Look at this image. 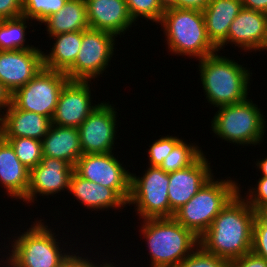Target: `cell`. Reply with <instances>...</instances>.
Listing matches in <instances>:
<instances>
[{
	"instance_id": "6da1fadb",
	"label": "cell",
	"mask_w": 267,
	"mask_h": 267,
	"mask_svg": "<svg viewBox=\"0 0 267 267\" xmlns=\"http://www.w3.org/2000/svg\"><path fill=\"white\" fill-rule=\"evenodd\" d=\"M241 190L215 217L199 238V245L208 253L228 261L252 251L255 210L246 202Z\"/></svg>"
},
{
	"instance_id": "7a4b0ae2",
	"label": "cell",
	"mask_w": 267,
	"mask_h": 267,
	"mask_svg": "<svg viewBox=\"0 0 267 267\" xmlns=\"http://www.w3.org/2000/svg\"><path fill=\"white\" fill-rule=\"evenodd\" d=\"M199 73L208 103L214 107L231 105L248 98L252 72L218 51L199 60Z\"/></svg>"
},
{
	"instance_id": "3957f363",
	"label": "cell",
	"mask_w": 267,
	"mask_h": 267,
	"mask_svg": "<svg viewBox=\"0 0 267 267\" xmlns=\"http://www.w3.org/2000/svg\"><path fill=\"white\" fill-rule=\"evenodd\" d=\"M142 222L140 229L148 245L151 267H176L199 246V238L174 218H148Z\"/></svg>"
},
{
	"instance_id": "277c9868",
	"label": "cell",
	"mask_w": 267,
	"mask_h": 267,
	"mask_svg": "<svg viewBox=\"0 0 267 267\" xmlns=\"http://www.w3.org/2000/svg\"><path fill=\"white\" fill-rule=\"evenodd\" d=\"M172 54L197 60L214 54L218 49L208 39L202 10L167 8L159 22Z\"/></svg>"
},
{
	"instance_id": "5b68a950",
	"label": "cell",
	"mask_w": 267,
	"mask_h": 267,
	"mask_svg": "<svg viewBox=\"0 0 267 267\" xmlns=\"http://www.w3.org/2000/svg\"><path fill=\"white\" fill-rule=\"evenodd\" d=\"M231 179L216 180L212 176L186 204L174 212L173 218L200 238L239 192L240 185Z\"/></svg>"
},
{
	"instance_id": "8992f818",
	"label": "cell",
	"mask_w": 267,
	"mask_h": 267,
	"mask_svg": "<svg viewBox=\"0 0 267 267\" xmlns=\"http://www.w3.org/2000/svg\"><path fill=\"white\" fill-rule=\"evenodd\" d=\"M211 128L217 138L242 146L260 145L266 132V119L251 99L217 107Z\"/></svg>"
},
{
	"instance_id": "52a82bcc",
	"label": "cell",
	"mask_w": 267,
	"mask_h": 267,
	"mask_svg": "<svg viewBox=\"0 0 267 267\" xmlns=\"http://www.w3.org/2000/svg\"><path fill=\"white\" fill-rule=\"evenodd\" d=\"M41 221L37 219L31 228L13 237L12 250H8L11 253L5 260L12 267H58L70 253L60 248L56 233Z\"/></svg>"
},
{
	"instance_id": "ba28073f",
	"label": "cell",
	"mask_w": 267,
	"mask_h": 267,
	"mask_svg": "<svg viewBox=\"0 0 267 267\" xmlns=\"http://www.w3.org/2000/svg\"><path fill=\"white\" fill-rule=\"evenodd\" d=\"M142 177L131 173L130 197L127 205L134 204L140 218H170L168 200L169 173L160 167L149 166Z\"/></svg>"
},
{
	"instance_id": "9c48e42d",
	"label": "cell",
	"mask_w": 267,
	"mask_h": 267,
	"mask_svg": "<svg viewBox=\"0 0 267 267\" xmlns=\"http://www.w3.org/2000/svg\"><path fill=\"white\" fill-rule=\"evenodd\" d=\"M68 81L65 72L43 68L12 94V104L17 109L38 113L52 120L60 92Z\"/></svg>"
},
{
	"instance_id": "30bf717a",
	"label": "cell",
	"mask_w": 267,
	"mask_h": 267,
	"mask_svg": "<svg viewBox=\"0 0 267 267\" xmlns=\"http://www.w3.org/2000/svg\"><path fill=\"white\" fill-rule=\"evenodd\" d=\"M116 36L101 30L82 31L75 63L65 72L71 81H91L103 74L114 55Z\"/></svg>"
},
{
	"instance_id": "8fae6325",
	"label": "cell",
	"mask_w": 267,
	"mask_h": 267,
	"mask_svg": "<svg viewBox=\"0 0 267 267\" xmlns=\"http://www.w3.org/2000/svg\"><path fill=\"white\" fill-rule=\"evenodd\" d=\"M112 153L82 154L74 171L83 179L113 189L127 203L130 197L131 172Z\"/></svg>"
},
{
	"instance_id": "7c38bea8",
	"label": "cell",
	"mask_w": 267,
	"mask_h": 267,
	"mask_svg": "<svg viewBox=\"0 0 267 267\" xmlns=\"http://www.w3.org/2000/svg\"><path fill=\"white\" fill-rule=\"evenodd\" d=\"M110 102L99 106L78 127L83 154L109 153L115 149L117 111Z\"/></svg>"
},
{
	"instance_id": "4fadbf2b",
	"label": "cell",
	"mask_w": 267,
	"mask_h": 267,
	"mask_svg": "<svg viewBox=\"0 0 267 267\" xmlns=\"http://www.w3.org/2000/svg\"><path fill=\"white\" fill-rule=\"evenodd\" d=\"M91 81L69 80L62 88L52 124L78 128L99 106L92 105Z\"/></svg>"
},
{
	"instance_id": "5bb4252c",
	"label": "cell",
	"mask_w": 267,
	"mask_h": 267,
	"mask_svg": "<svg viewBox=\"0 0 267 267\" xmlns=\"http://www.w3.org/2000/svg\"><path fill=\"white\" fill-rule=\"evenodd\" d=\"M43 53L38 47L0 51V81L12 94L43 69Z\"/></svg>"
},
{
	"instance_id": "9a60e30c",
	"label": "cell",
	"mask_w": 267,
	"mask_h": 267,
	"mask_svg": "<svg viewBox=\"0 0 267 267\" xmlns=\"http://www.w3.org/2000/svg\"><path fill=\"white\" fill-rule=\"evenodd\" d=\"M73 172L74 167L62 159L42 157L41 162L30 170L29 188L23 202L34 203L37 194L53 196L61 190H69Z\"/></svg>"
},
{
	"instance_id": "2e32d148",
	"label": "cell",
	"mask_w": 267,
	"mask_h": 267,
	"mask_svg": "<svg viewBox=\"0 0 267 267\" xmlns=\"http://www.w3.org/2000/svg\"><path fill=\"white\" fill-rule=\"evenodd\" d=\"M203 153L192 165L169 173L168 200L170 218L186 204L213 175L210 163Z\"/></svg>"
},
{
	"instance_id": "e0dca14e",
	"label": "cell",
	"mask_w": 267,
	"mask_h": 267,
	"mask_svg": "<svg viewBox=\"0 0 267 267\" xmlns=\"http://www.w3.org/2000/svg\"><path fill=\"white\" fill-rule=\"evenodd\" d=\"M250 51L267 50V14L242 8L230 24L227 44Z\"/></svg>"
},
{
	"instance_id": "ac0fdd59",
	"label": "cell",
	"mask_w": 267,
	"mask_h": 267,
	"mask_svg": "<svg viewBox=\"0 0 267 267\" xmlns=\"http://www.w3.org/2000/svg\"><path fill=\"white\" fill-rule=\"evenodd\" d=\"M90 29L109 32L118 37L129 31L132 23L125 0H85Z\"/></svg>"
},
{
	"instance_id": "d6986e66",
	"label": "cell",
	"mask_w": 267,
	"mask_h": 267,
	"mask_svg": "<svg viewBox=\"0 0 267 267\" xmlns=\"http://www.w3.org/2000/svg\"><path fill=\"white\" fill-rule=\"evenodd\" d=\"M2 112L0 135L3 138H31L42 140L52 125L44 115L17 109L11 104ZM5 113V114H4Z\"/></svg>"
},
{
	"instance_id": "ffe728a7",
	"label": "cell",
	"mask_w": 267,
	"mask_h": 267,
	"mask_svg": "<svg viewBox=\"0 0 267 267\" xmlns=\"http://www.w3.org/2000/svg\"><path fill=\"white\" fill-rule=\"evenodd\" d=\"M242 8L241 0H210L202 10L208 39L218 52L227 45L230 24Z\"/></svg>"
},
{
	"instance_id": "44dd1931",
	"label": "cell",
	"mask_w": 267,
	"mask_h": 267,
	"mask_svg": "<svg viewBox=\"0 0 267 267\" xmlns=\"http://www.w3.org/2000/svg\"><path fill=\"white\" fill-rule=\"evenodd\" d=\"M29 183L30 170L18 159L10 143L0 135V184L9 197L22 200Z\"/></svg>"
},
{
	"instance_id": "7402d4cb",
	"label": "cell",
	"mask_w": 267,
	"mask_h": 267,
	"mask_svg": "<svg viewBox=\"0 0 267 267\" xmlns=\"http://www.w3.org/2000/svg\"><path fill=\"white\" fill-rule=\"evenodd\" d=\"M41 142L43 157L62 159L73 167L83 154L76 127L52 124Z\"/></svg>"
},
{
	"instance_id": "603a6c76",
	"label": "cell",
	"mask_w": 267,
	"mask_h": 267,
	"mask_svg": "<svg viewBox=\"0 0 267 267\" xmlns=\"http://www.w3.org/2000/svg\"><path fill=\"white\" fill-rule=\"evenodd\" d=\"M73 194L87 209H122L127 203L111 188L83 179L73 172L68 193Z\"/></svg>"
},
{
	"instance_id": "cb8c5ba5",
	"label": "cell",
	"mask_w": 267,
	"mask_h": 267,
	"mask_svg": "<svg viewBox=\"0 0 267 267\" xmlns=\"http://www.w3.org/2000/svg\"><path fill=\"white\" fill-rule=\"evenodd\" d=\"M54 39L49 53H43V68L66 72L76 60L81 48L82 31L61 33L50 36Z\"/></svg>"
},
{
	"instance_id": "d4e9b609",
	"label": "cell",
	"mask_w": 267,
	"mask_h": 267,
	"mask_svg": "<svg viewBox=\"0 0 267 267\" xmlns=\"http://www.w3.org/2000/svg\"><path fill=\"white\" fill-rule=\"evenodd\" d=\"M42 23L46 24L49 36L89 29L85 0H68L63 8Z\"/></svg>"
},
{
	"instance_id": "484cf974",
	"label": "cell",
	"mask_w": 267,
	"mask_h": 267,
	"mask_svg": "<svg viewBox=\"0 0 267 267\" xmlns=\"http://www.w3.org/2000/svg\"><path fill=\"white\" fill-rule=\"evenodd\" d=\"M28 21L32 20L23 16L15 19L0 20V51L34 48L33 45L25 44L27 39L25 38V31L28 28Z\"/></svg>"
},
{
	"instance_id": "4316f807",
	"label": "cell",
	"mask_w": 267,
	"mask_h": 267,
	"mask_svg": "<svg viewBox=\"0 0 267 267\" xmlns=\"http://www.w3.org/2000/svg\"><path fill=\"white\" fill-rule=\"evenodd\" d=\"M193 144L181 140L163 160L160 168L166 173H171L192 165L203 154L200 147L196 143Z\"/></svg>"
},
{
	"instance_id": "83f0119b",
	"label": "cell",
	"mask_w": 267,
	"mask_h": 267,
	"mask_svg": "<svg viewBox=\"0 0 267 267\" xmlns=\"http://www.w3.org/2000/svg\"><path fill=\"white\" fill-rule=\"evenodd\" d=\"M13 147L16 156L29 170L36 167L43 157L41 140L19 137L4 138Z\"/></svg>"
},
{
	"instance_id": "f1b7e54d",
	"label": "cell",
	"mask_w": 267,
	"mask_h": 267,
	"mask_svg": "<svg viewBox=\"0 0 267 267\" xmlns=\"http://www.w3.org/2000/svg\"><path fill=\"white\" fill-rule=\"evenodd\" d=\"M68 0H22V16L39 24L65 6Z\"/></svg>"
},
{
	"instance_id": "f546056e",
	"label": "cell",
	"mask_w": 267,
	"mask_h": 267,
	"mask_svg": "<svg viewBox=\"0 0 267 267\" xmlns=\"http://www.w3.org/2000/svg\"><path fill=\"white\" fill-rule=\"evenodd\" d=\"M129 14L133 21L145 18L159 24L165 9L159 0H125Z\"/></svg>"
},
{
	"instance_id": "4dcf8cb0",
	"label": "cell",
	"mask_w": 267,
	"mask_h": 267,
	"mask_svg": "<svg viewBox=\"0 0 267 267\" xmlns=\"http://www.w3.org/2000/svg\"><path fill=\"white\" fill-rule=\"evenodd\" d=\"M176 267H230V261L206 252L200 245Z\"/></svg>"
},
{
	"instance_id": "1f68e13d",
	"label": "cell",
	"mask_w": 267,
	"mask_h": 267,
	"mask_svg": "<svg viewBox=\"0 0 267 267\" xmlns=\"http://www.w3.org/2000/svg\"><path fill=\"white\" fill-rule=\"evenodd\" d=\"M182 139L179 137L174 136H162L161 138L157 139L155 142L148 149V162L149 166L153 167H160L163 160L172 152L174 147L181 141Z\"/></svg>"
},
{
	"instance_id": "d6a6232c",
	"label": "cell",
	"mask_w": 267,
	"mask_h": 267,
	"mask_svg": "<svg viewBox=\"0 0 267 267\" xmlns=\"http://www.w3.org/2000/svg\"><path fill=\"white\" fill-rule=\"evenodd\" d=\"M252 252L267 260V223L257 216L253 223Z\"/></svg>"
},
{
	"instance_id": "836d02e7",
	"label": "cell",
	"mask_w": 267,
	"mask_h": 267,
	"mask_svg": "<svg viewBox=\"0 0 267 267\" xmlns=\"http://www.w3.org/2000/svg\"><path fill=\"white\" fill-rule=\"evenodd\" d=\"M255 188L250 187L247 191L246 202L256 211L261 205L267 203V177L262 176L257 181Z\"/></svg>"
},
{
	"instance_id": "e575fe53",
	"label": "cell",
	"mask_w": 267,
	"mask_h": 267,
	"mask_svg": "<svg viewBox=\"0 0 267 267\" xmlns=\"http://www.w3.org/2000/svg\"><path fill=\"white\" fill-rule=\"evenodd\" d=\"M22 16V0H0V20Z\"/></svg>"
},
{
	"instance_id": "d590c367",
	"label": "cell",
	"mask_w": 267,
	"mask_h": 267,
	"mask_svg": "<svg viewBox=\"0 0 267 267\" xmlns=\"http://www.w3.org/2000/svg\"><path fill=\"white\" fill-rule=\"evenodd\" d=\"M230 267H267V260L252 251L230 261Z\"/></svg>"
},
{
	"instance_id": "8d00e7d4",
	"label": "cell",
	"mask_w": 267,
	"mask_h": 267,
	"mask_svg": "<svg viewBox=\"0 0 267 267\" xmlns=\"http://www.w3.org/2000/svg\"><path fill=\"white\" fill-rule=\"evenodd\" d=\"M87 258V259H86ZM83 257L80 255L74 254V252L69 253L62 262L58 265V267H101L102 264L98 262V264L88 257ZM89 259V260H88ZM100 264V265H99Z\"/></svg>"
},
{
	"instance_id": "74e56055",
	"label": "cell",
	"mask_w": 267,
	"mask_h": 267,
	"mask_svg": "<svg viewBox=\"0 0 267 267\" xmlns=\"http://www.w3.org/2000/svg\"><path fill=\"white\" fill-rule=\"evenodd\" d=\"M210 0H177V8L203 10Z\"/></svg>"
},
{
	"instance_id": "f35d334b",
	"label": "cell",
	"mask_w": 267,
	"mask_h": 267,
	"mask_svg": "<svg viewBox=\"0 0 267 267\" xmlns=\"http://www.w3.org/2000/svg\"><path fill=\"white\" fill-rule=\"evenodd\" d=\"M243 8L267 14V0H241Z\"/></svg>"
},
{
	"instance_id": "ab89813d",
	"label": "cell",
	"mask_w": 267,
	"mask_h": 267,
	"mask_svg": "<svg viewBox=\"0 0 267 267\" xmlns=\"http://www.w3.org/2000/svg\"><path fill=\"white\" fill-rule=\"evenodd\" d=\"M12 104V93L0 81V111H4Z\"/></svg>"
},
{
	"instance_id": "60d3db41",
	"label": "cell",
	"mask_w": 267,
	"mask_h": 267,
	"mask_svg": "<svg viewBox=\"0 0 267 267\" xmlns=\"http://www.w3.org/2000/svg\"><path fill=\"white\" fill-rule=\"evenodd\" d=\"M255 212H256V216L262 222L267 223V203L261 205Z\"/></svg>"
},
{
	"instance_id": "b9f144b4",
	"label": "cell",
	"mask_w": 267,
	"mask_h": 267,
	"mask_svg": "<svg viewBox=\"0 0 267 267\" xmlns=\"http://www.w3.org/2000/svg\"><path fill=\"white\" fill-rule=\"evenodd\" d=\"M256 162L257 163L255 164L257 168L260 169V173H262L261 175L267 177V157L265 159L263 158L262 160L259 159Z\"/></svg>"
},
{
	"instance_id": "7bdbcfd3",
	"label": "cell",
	"mask_w": 267,
	"mask_h": 267,
	"mask_svg": "<svg viewBox=\"0 0 267 267\" xmlns=\"http://www.w3.org/2000/svg\"><path fill=\"white\" fill-rule=\"evenodd\" d=\"M159 2L164 9L170 7L177 8V0H159Z\"/></svg>"
},
{
	"instance_id": "ee69618b",
	"label": "cell",
	"mask_w": 267,
	"mask_h": 267,
	"mask_svg": "<svg viewBox=\"0 0 267 267\" xmlns=\"http://www.w3.org/2000/svg\"><path fill=\"white\" fill-rule=\"evenodd\" d=\"M101 267H116V265L114 266V263L112 265V263L110 261H109V263L106 261V262H102Z\"/></svg>"
},
{
	"instance_id": "f6af8a7d",
	"label": "cell",
	"mask_w": 267,
	"mask_h": 267,
	"mask_svg": "<svg viewBox=\"0 0 267 267\" xmlns=\"http://www.w3.org/2000/svg\"><path fill=\"white\" fill-rule=\"evenodd\" d=\"M5 263H6L7 265H3L4 267H5V266H6V267H12L7 261H6V262L4 261V264H5ZM3 266H2V267H3Z\"/></svg>"
},
{
	"instance_id": "bcb514c9",
	"label": "cell",
	"mask_w": 267,
	"mask_h": 267,
	"mask_svg": "<svg viewBox=\"0 0 267 267\" xmlns=\"http://www.w3.org/2000/svg\"><path fill=\"white\" fill-rule=\"evenodd\" d=\"M1 112H3V111H0V126H1V123H2V114H1Z\"/></svg>"
}]
</instances>
